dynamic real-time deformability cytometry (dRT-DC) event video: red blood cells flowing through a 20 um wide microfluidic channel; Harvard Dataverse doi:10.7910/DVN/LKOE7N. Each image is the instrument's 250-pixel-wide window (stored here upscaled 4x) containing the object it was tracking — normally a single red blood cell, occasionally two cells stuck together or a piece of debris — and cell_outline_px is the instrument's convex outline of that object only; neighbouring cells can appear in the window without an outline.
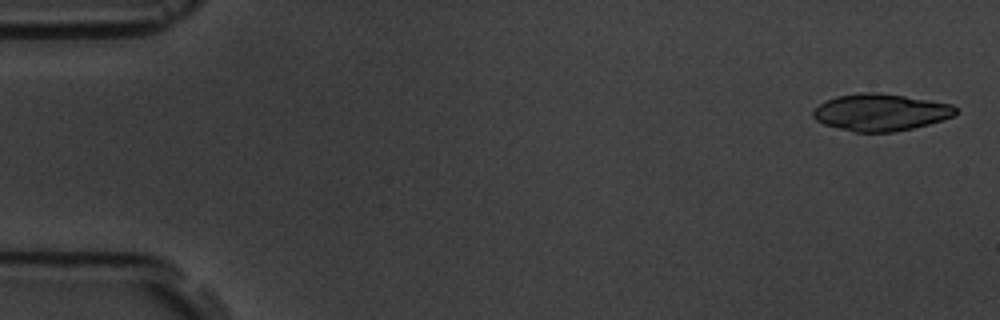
{"species": "common noctule bat (a hibernating species)", "species_latin": "Nyctalus noctula", "temperature_condition": "room temperature", "stored_images_in_passage": 6, "camera_frame_rate_fps": 3000, "um_per_image_px": 0.085, "animal": {"sex": "male", "body_mass_g": 19.5, "forearm_length_mm": 54.6}, "frame": {"image": 1, "passage_image": 1, "time_ms": 0.0, "image_size_px": [1000, 320], "cell_outline_px": [[960, 112], [952, 116], [928, 124], [912, 128], [892, 132], [856, 132], [824, 124], [816, 120], [812, 116], [812, 112], [824, 100], [836, 96], [860, 92], [876, 92], [904, 96], [952, 104]], "centroid_in_image_um": [74.83, 9.53], "position_along_channel_um": 10.2, "area_um2": 30.58}}
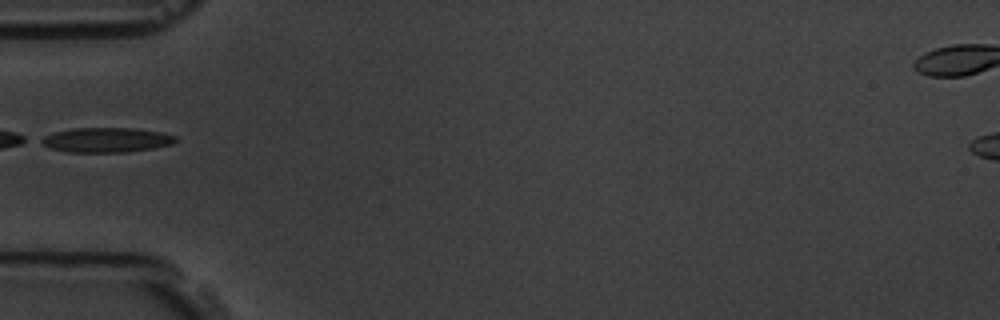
{"frame": {"image": 2, "passage_image": 5, "time_ms": 5.667, "image_size_px": [1000, 320], "cell_outline_px": [[176, 140], [172, 144], [156, 148], [128, 152], [68, 152], [52, 148], [36, 140], [52, 132], [72, 128], [136, 128], [160, 132], [176, 136]], "centroid_in_image_um": [9.03, 11.89], "position_along_channel_um": 76.0, "area_um2": 19.48}}
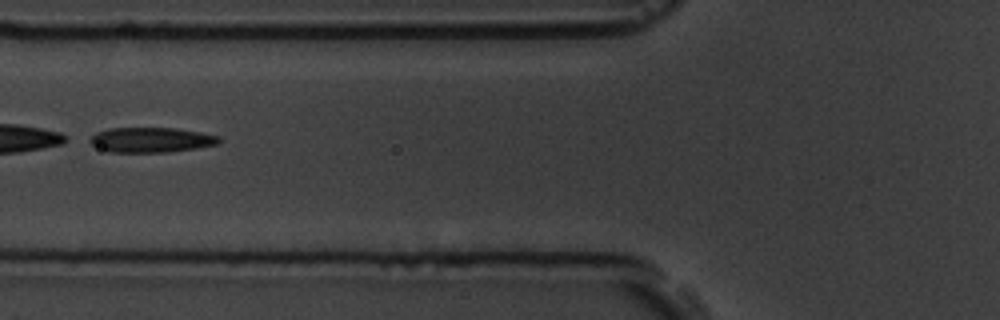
{"frame": {"image": 3, "passage_image": 6, "time_ms": 6.667, "image_size_px": [1000, 320], "cell_outline_px": [[220, 140], [216, 144], [196, 148], [168, 152], [108, 152], [84, 140], [96, 132], [108, 128], [176, 128], [200, 132], [220, 136]], "centroid_in_image_um": [12.78, 11.88], "position_along_channel_um": 113.0, "area_um2": 18.9}}